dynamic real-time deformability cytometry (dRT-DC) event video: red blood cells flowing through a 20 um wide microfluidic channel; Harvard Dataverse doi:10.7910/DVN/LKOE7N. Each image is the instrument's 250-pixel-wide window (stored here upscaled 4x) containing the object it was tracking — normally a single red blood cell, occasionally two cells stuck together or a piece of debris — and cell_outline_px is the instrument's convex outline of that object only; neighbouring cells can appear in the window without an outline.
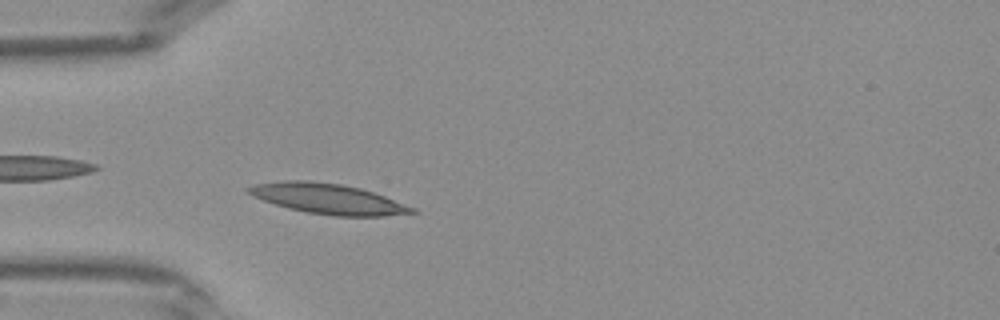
{"species": "Egyptian fruit bat (a non-hibernating species)", "species_latin": "Rousettus aegyptiacus", "temperature_condition": "warm", "stored_images_in_passage": 38, "camera_frame_rate_fps": 3000, "um_per_image_px": 0.085, "frame": {"image": 1, "passage_image": 9, "time_ms": 2.667, "image_size_px": [1000, 320], "cell_outline_px": [[420, 212], [384, 216], [332, 216], [304, 212], [288, 208], [252, 196], [244, 188], [256, 184], [284, 180], [308, 180], [340, 184], [360, 188], [384, 196], [416, 208]], "centroid_in_image_um": [27.88, 16.9], "position_along_channel_um": 57.1, "area_um2": 28.84}}
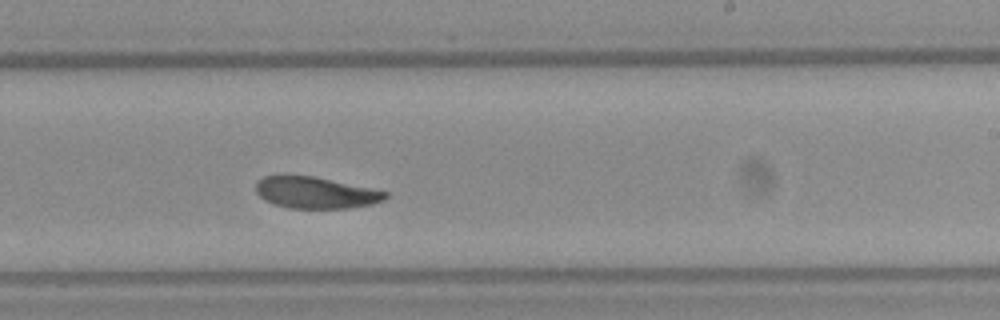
{"frame": {"image": 2, "passage_image": 22, "time_ms": 7.0, "image_size_px": [1000, 320], "cell_outline_px": [[388, 196], [384, 200], [372, 204], [352, 208], [288, 208], [264, 200], [256, 192], [256, 180], [264, 176], [312, 176], [388, 192]], "centroid_in_image_um": [26.81, 16.39], "position_along_channel_um": 262.2, "area_um2": 23.52}}
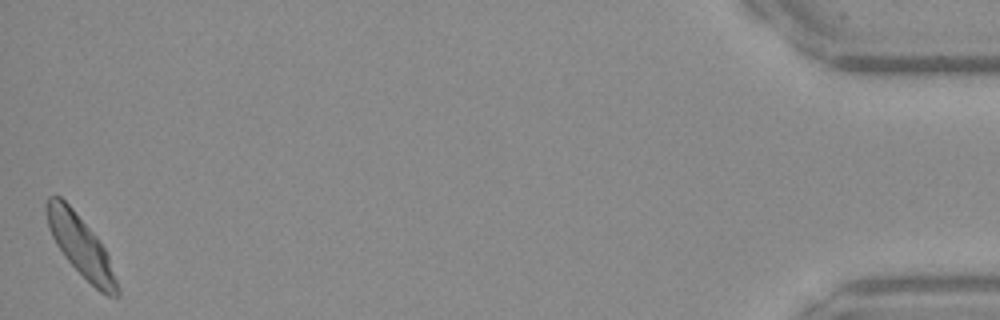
{"frame": {"image": 3, "passage_image": 38, "time_ms": 12.333, "image_size_px": [1000, 320], "cell_outline_px": [[120, 296], [108, 296], [100, 292], [64, 256], [56, 244], [48, 228], [44, 208], [48, 196], [60, 196], [72, 208], [100, 240], [108, 256], [120, 288]], "centroid_in_image_um": [6.85, 20.89], "position_along_channel_um": 428.3, "area_um2": 24.74}}